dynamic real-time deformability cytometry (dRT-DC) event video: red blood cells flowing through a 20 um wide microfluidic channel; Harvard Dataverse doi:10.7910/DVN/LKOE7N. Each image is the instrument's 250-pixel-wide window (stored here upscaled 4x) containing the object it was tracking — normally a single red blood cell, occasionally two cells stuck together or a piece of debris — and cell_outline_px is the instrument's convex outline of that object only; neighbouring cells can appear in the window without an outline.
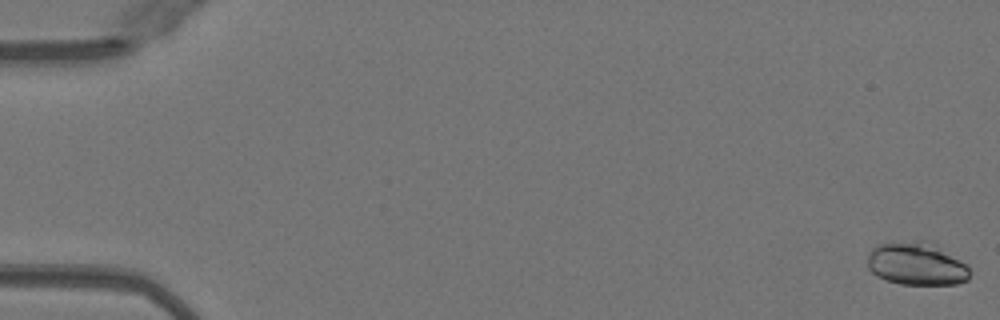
{"species": "Egyptian fruit bat (a non-hibernating species)", "species_latin": "Rousettus aegyptiacus", "temperature_condition": "warm", "stored_images_in_passage": 10, "camera_frame_rate_fps": 3000, "um_per_image_px": 0.085, "animal": {"sex": "female"}, "frame": {"image": 1, "passage_image": 1, "time_ms": 0.0, "image_size_px": [1000, 320], "cell_outline_px": [[968, 280], [956, 284], [900, 284], [884, 280], [876, 276], [868, 268], [868, 252], [876, 244], [916, 240], [932, 240], [968, 264]], "centroid_in_image_um": [77.91, 22.39], "position_along_channel_um": 7.1, "area_um2": 26.18}}